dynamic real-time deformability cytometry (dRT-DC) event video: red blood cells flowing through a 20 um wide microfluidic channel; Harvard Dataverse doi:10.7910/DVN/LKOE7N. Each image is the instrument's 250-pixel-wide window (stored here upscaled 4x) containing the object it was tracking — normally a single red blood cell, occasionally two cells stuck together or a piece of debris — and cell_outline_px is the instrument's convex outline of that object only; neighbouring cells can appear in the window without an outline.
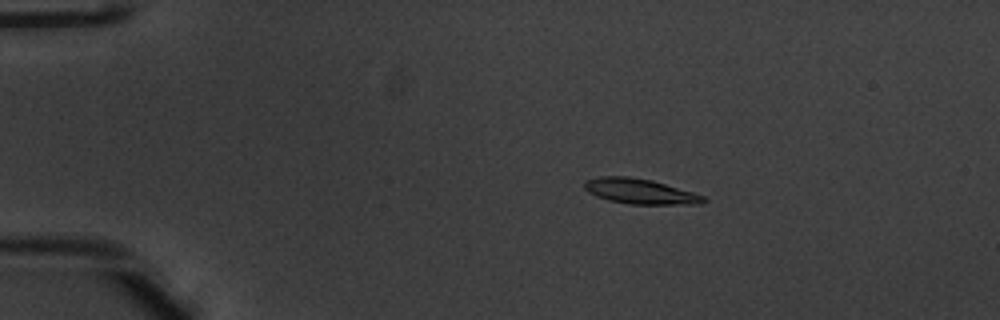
{"species": "common noctule bat (a hibernating species)", "species_latin": "Nyctalus noctula", "temperature_condition": "warm", "stored_images_in_passage": 46, "camera_frame_rate_fps": 3000, "um_per_image_px": 0.085, "animal": {"sex": "male", "body_mass_g": 20.1, "forearm_length_mm": 53.5}, "frame": {"image": 1, "passage_image": 4, "time_ms": 1.0, "image_size_px": [1000, 320], "cell_outline_px": [[708, 200], [700, 204], [632, 204], [608, 200], [596, 196], [588, 192], [584, 188], [584, 180], [600, 176], [628, 176], [652, 180], [692, 192], [704, 196]], "centroid_in_image_um": [54.37, 16.26], "position_along_channel_um": 30.6, "area_um2": 17.46}}
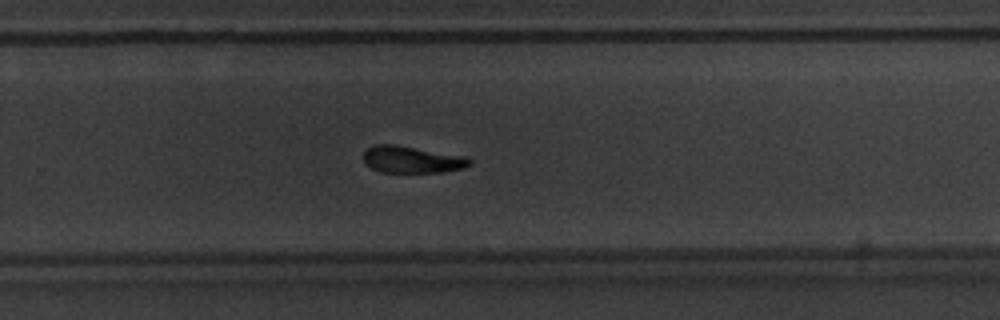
{"frame": {"image": 2, "passage_image": 29, "time_ms": 9.333, "image_size_px": [1000, 320], "cell_outline_px": [[472, 164], [464, 168], [444, 172], [380, 172], [372, 168], [364, 160], [364, 152], [368, 148], [376, 144], [392, 144], [464, 156], [472, 160]], "centroid_in_image_um": [35.04, 13.57], "position_along_channel_um": 294.8, "area_um2": 16.42}}
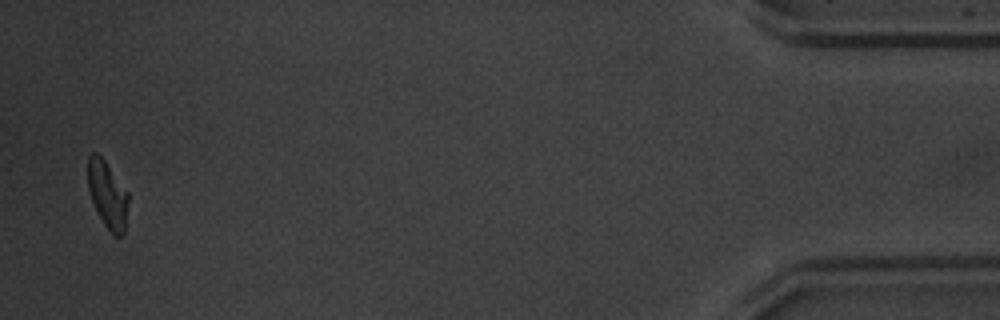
{"frame": {"image": 3, "passage_image": 45, "time_ms": 14.667, "image_size_px": [1000, 320], "cell_outline_px": [[128, 200], [124, 232], [120, 236], [112, 236], [104, 224], [92, 200], [88, 188], [88, 156], [92, 152], [96, 152], [104, 160], [128, 192]], "centroid_in_image_um": [9.14, 16.55], "position_along_channel_um": 426.1, "area_um2": 15.55}, "authors_computed_cell_mechanics": {"area_um2": 17.3978, "velocity_mm_per_s": 3.9422, "shape_relaxation_time_tau1_ms": 2.5727, "shape_relaxation_time_tau2_ms": 8.0604, "deformation_change_tau1": 0.1516, "deformation_change_tau2": 0.1851}}